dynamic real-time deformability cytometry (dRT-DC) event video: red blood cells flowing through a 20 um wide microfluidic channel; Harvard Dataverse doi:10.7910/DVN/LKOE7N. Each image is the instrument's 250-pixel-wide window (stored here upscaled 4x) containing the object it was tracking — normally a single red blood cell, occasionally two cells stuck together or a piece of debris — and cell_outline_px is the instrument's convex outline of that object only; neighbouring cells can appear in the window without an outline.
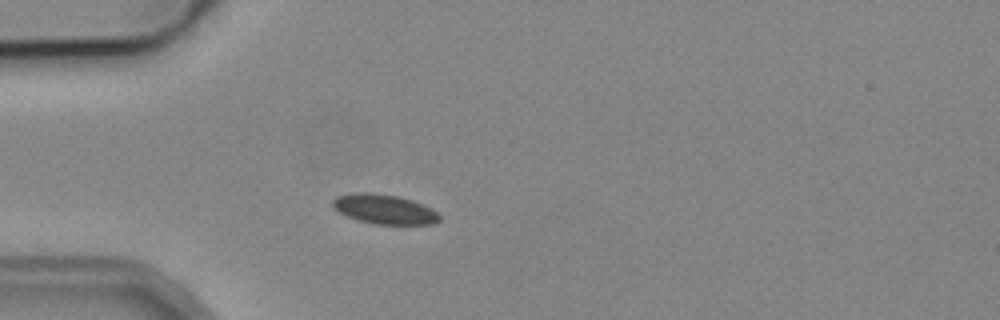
{"species": "common noctule bat (a hibernating species)", "species_latin": "Nyctalus noctula", "temperature_condition": "cold", "stored_images_in_passage": 4, "camera_frame_rate_fps": 3000, "um_per_image_px": 0.085, "animal": {"sex": "male", "body_mass_g": 19.2, "forearm_length_mm": 51.8}, "frame": {"image": 1, "passage_image": 3, "time_ms": 2.333, "image_size_px": [1000, 320], "cell_outline_px": [[440, 220], [432, 224], [376, 224], [356, 220], [340, 212], [332, 204], [332, 200], [336, 196], [356, 192], [372, 192], [396, 196], [412, 200], [432, 208], [440, 216]], "centroid_in_image_um": [32.67, 17.77], "position_along_channel_um": 52.3, "area_um2": 18.32}}